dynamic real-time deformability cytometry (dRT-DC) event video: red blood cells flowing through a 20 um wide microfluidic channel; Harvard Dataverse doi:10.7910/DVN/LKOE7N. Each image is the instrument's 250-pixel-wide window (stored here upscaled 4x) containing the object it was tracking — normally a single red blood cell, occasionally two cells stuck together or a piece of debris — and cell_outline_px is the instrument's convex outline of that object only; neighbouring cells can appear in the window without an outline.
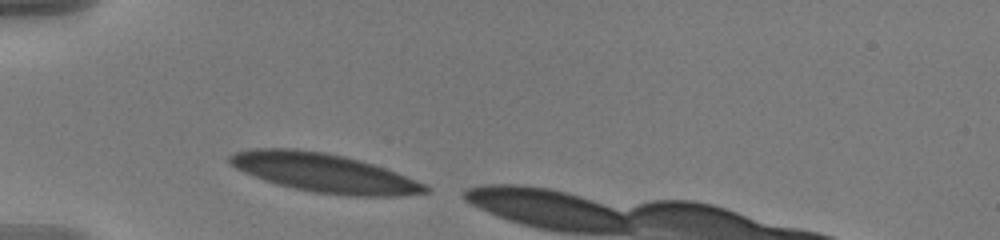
{"species": "human", "species_latin": "Homo sapiens", "temperature_condition": "warm", "stored_images_in_passage": 1, "camera_frame_rate_fps": 3000, "um_per_image_px": 0.085, "donor": {"sex": "male"}, "frame": {"image": 1, "passage_image": 1, "time_ms": 0.0, "image_size_px": [1000, 240], "cell_outline_px": [[432, 188], [428, 192], [400, 196], [348, 196], [312, 192], [264, 180], [244, 172], [236, 168], [228, 160], [228, 156], [236, 152], [252, 148], [296, 148], [324, 152], [344, 156], [360, 160], [396, 172], [428, 184]], "centroid_in_image_um": [27.59, 14.69], "position_along_channel_um": 57.4, "area_um2": 44.22}}